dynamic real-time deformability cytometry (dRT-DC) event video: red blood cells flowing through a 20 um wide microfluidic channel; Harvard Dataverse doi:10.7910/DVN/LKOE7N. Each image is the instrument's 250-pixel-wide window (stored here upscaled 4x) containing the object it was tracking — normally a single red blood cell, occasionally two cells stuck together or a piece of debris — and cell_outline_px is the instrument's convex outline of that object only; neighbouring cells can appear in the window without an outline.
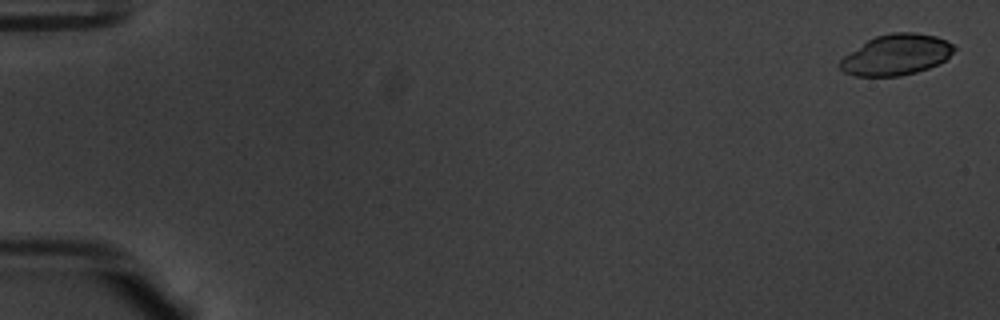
{"species": "common noctule bat (a hibernating species)", "species_latin": "Nyctalus noctula", "temperature_condition": "warm", "stored_images_in_passage": 54, "camera_frame_rate_fps": 3000, "um_per_image_px": 0.085, "animal": {"sex": "male", "body_mass_g": 20.1, "forearm_length_mm": 53.5}, "frame": {"image": 1, "passage_image": 1, "time_ms": 0.0, "image_size_px": [1000, 320], "cell_outline_px": [[956, 48], [944, 60], [928, 68], [916, 72], [900, 76], [852, 76], [844, 72], [840, 68], [840, 60], [844, 56], [868, 40], [876, 36], [892, 32], [912, 32], [936, 36], [952, 44]], "centroid_in_image_um": [76.16, 4.66], "position_along_channel_um": 8.8, "area_um2": 26.76}}
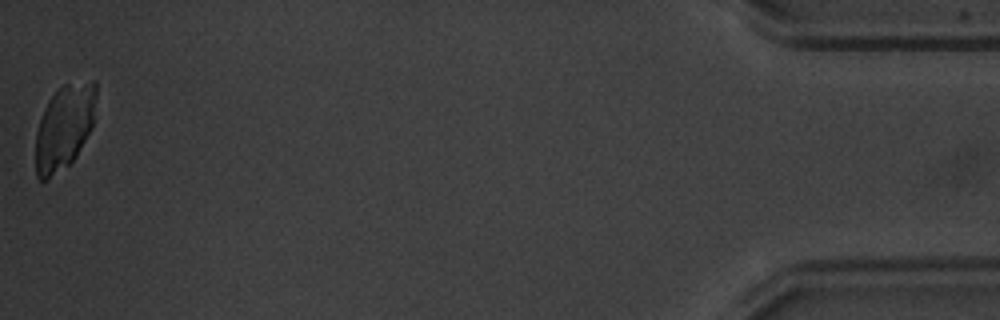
{"frame": {"image": 2, "passage_image": 54, "time_ms": 17.667, "image_size_px": [1000, 320], "cell_outline_px": [[96, 96], [92, 128], [76, 156], [68, 164], [48, 180], [40, 180], [36, 176], [36, 132], [44, 108], [52, 96], [64, 84], [92, 80], [96, 80]], "centroid_in_image_um": [5.47, 10.8], "position_along_channel_um": 429.7, "area_um2": 29.77}}